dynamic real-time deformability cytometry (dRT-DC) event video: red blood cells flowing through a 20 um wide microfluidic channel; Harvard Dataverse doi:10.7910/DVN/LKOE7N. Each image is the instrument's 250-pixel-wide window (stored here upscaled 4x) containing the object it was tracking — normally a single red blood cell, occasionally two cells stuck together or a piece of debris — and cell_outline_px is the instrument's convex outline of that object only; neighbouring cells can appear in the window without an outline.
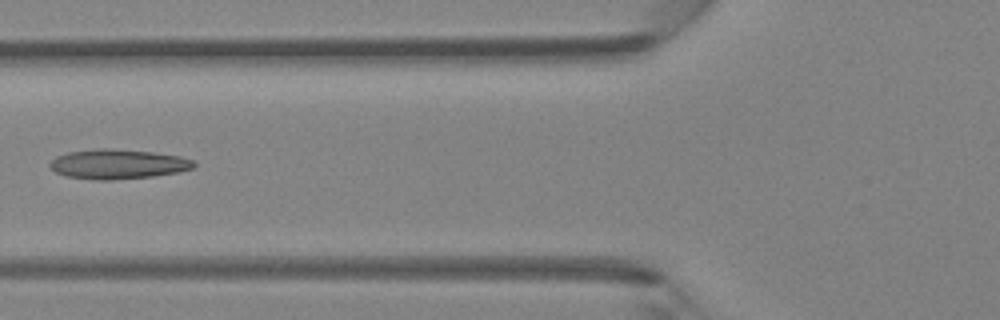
{"species": "Egyptian fruit bat (a non-hibernating species)", "species_latin": "Rousettus aegyptiacus", "temperature_condition": "room temperature", "stored_images_in_passage": 6, "camera_frame_rate_fps": 3000, "um_per_image_px": 0.085, "animal": {"sex": "female"}, "frame": {"image": 1, "passage_image": 6, "time_ms": 5.667, "image_size_px": [1000, 320], "cell_outline_px": [[196, 168], [180, 172], [152, 176], [112, 180], [92, 180], [68, 176], [56, 172], [48, 164], [56, 156], [68, 152], [100, 148], [112, 148], [152, 152], [180, 156], [192, 160], [196, 164]], "centroid_in_image_um": [10.05, 13.95], "position_along_channel_um": 115.8, "area_um2": 24.97}}